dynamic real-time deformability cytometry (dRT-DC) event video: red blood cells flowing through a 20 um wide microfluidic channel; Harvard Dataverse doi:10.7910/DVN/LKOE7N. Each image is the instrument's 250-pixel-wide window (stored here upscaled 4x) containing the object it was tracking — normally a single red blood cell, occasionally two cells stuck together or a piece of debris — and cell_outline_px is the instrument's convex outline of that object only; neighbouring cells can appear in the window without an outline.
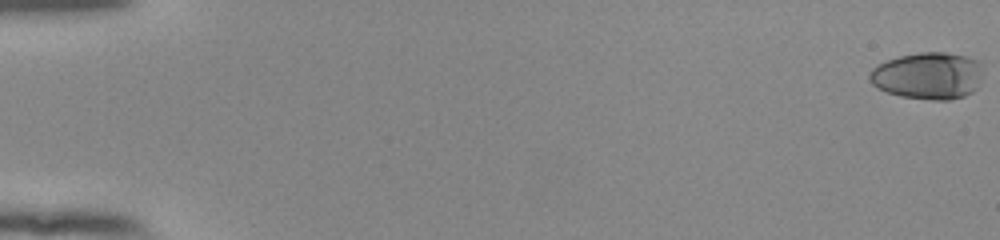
{"species": "human", "species_latin": "Homo sapiens", "temperature_condition": "room temperature", "stored_images_in_passage": 55, "camera_frame_rate_fps": 3000, "um_per_image_px": 0.085, "donor": {"sex": "female"}, "frame": {"image": 1, "passage_image": 1, "time_ms": 0.0, "image_size_px": [1000, 240], "cell_outline_px": [[980, 80], [976, 88], [972, 92], [964, 96], [948, 100], [932, 100], [900, 96], [876, 88], [868, 80], [868, 72], [872, 68], [888, 60], [900, 56], [920, 52], [944, 52], [964, 56], [980, 60]], "centroid_in_image_um": [78.85, 6.44], "position_along_channel_um": 6.2, "area_um2": 31.04}}
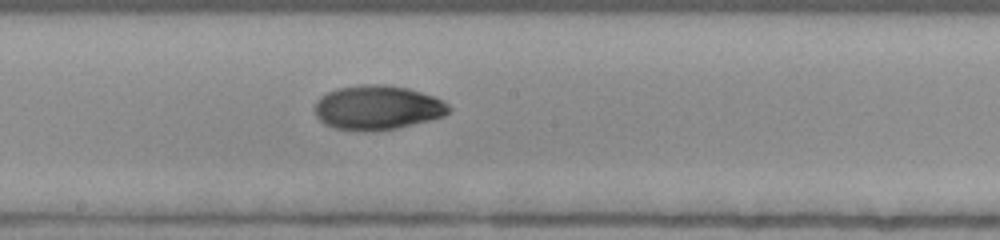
{"frame": {"image": 2, "passage_image": 32, "time_ms": 10.333, "image_size_px": [1000, 240], "cell_outline_px": [[452, 108], [444, 116], [432, 120], [396, 128], [364, 132], [336, 128], [324, 124], [316, 116], [316, 100], [320, 96], [336, 88], [364, 84], [384, 84], [408, 88], [444, 100]], "centroid_in_image_um": [32.09, 9.14], "position_along_channel_um": 216.1, "area_um2": 34.8}}
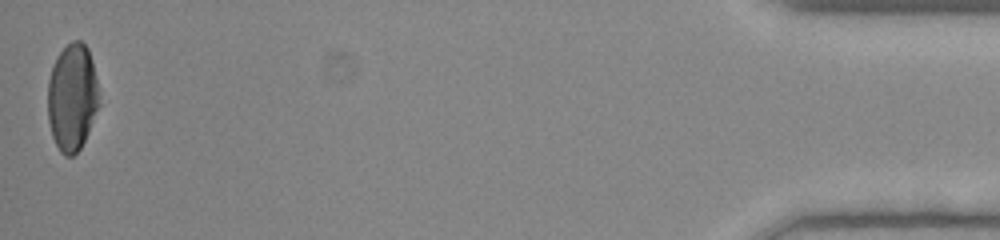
{"frame": {"image": 3, "passage_image": 55, "time_ms": 18.0, "image_size_px": [1000, 240], "cell_outline_px": [[100, 104], [88, 132], [80, 148], [72, 156], [64, 156], [60, 152], [52, 136], [48, 120], [48, 80], [52, 64], [56, 56], [72, 40], [80, 40], [88, 48], [92, 60], [96, 80]], "centroid_in_image_um": [6.12, 8.26], "position_along_channel_um": 429.1, "area_um2": 32.14}, "authors_computed_cell_mechanics": {"area_um2": 32.946, "velocity_mm_per_s": 3.8967, "shape_relaxation_time_tau1_ms": 10.1959, "shape_relaxation_time_tau2_ms": 1.513, "deformation_change_tau1": 0.2764, "deformation_change_tau2": 0.0482}}